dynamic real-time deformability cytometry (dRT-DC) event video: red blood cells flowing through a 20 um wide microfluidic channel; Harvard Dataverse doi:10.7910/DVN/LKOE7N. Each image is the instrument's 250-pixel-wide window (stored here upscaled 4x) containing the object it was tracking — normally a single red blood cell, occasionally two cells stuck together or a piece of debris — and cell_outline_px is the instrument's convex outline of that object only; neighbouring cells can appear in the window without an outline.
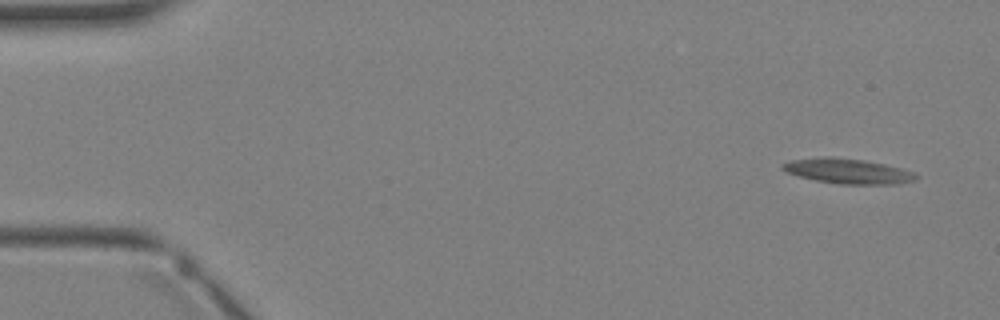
{"species": "Egyptian fruit bat (a non-hibernating species)", "species_latin": "Rousettus aegyptiacus", "temperature_condition": "warm", "stored_images_in_passage": 4, "camera_frame_rate_fps": 3000, "um_per_image_px": 0.085, "animal": {"sex": "female"}, "frame": {"image": 1, "passage_image": 1, "time_ms": 0.0, "image_size_px": [1000, 320], "cell_outline_px": [[920, 176], [916, 180], [896, 184], [840, 184], [816, 180], [800, 176], [788, 172], [780, 168], [780, 164], [792, 160], [828, 156], [832, 156], [864, 160], [884, 164], [900, 168], [912, 172]], "centroid_in_image_um": [72.08, 14.54], "position_along_channel_um": 12.9, "area_um2": 19.36}}
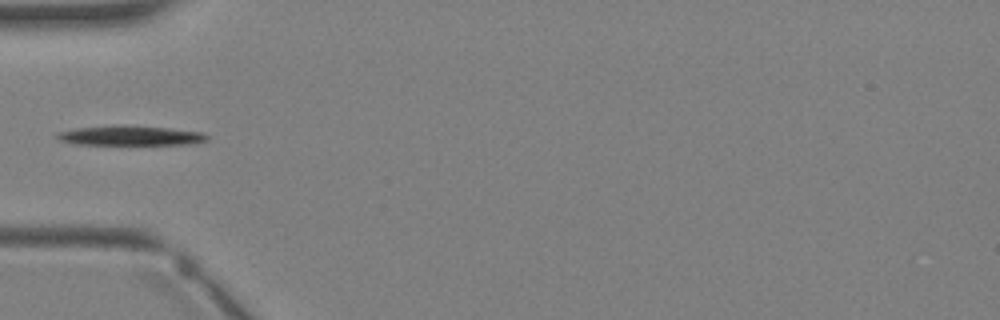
{"frame": {"image": 2, "passage_image": 4, "time_ms": 3.333, "image_size_px": [1000, 320], "cell_outline_px": [[208, 140], [196, 144], [76, 144], [60, 140], [56, 136], [56, 132], [76, 128], [116, 124], [124, 124], [168, 128], [200, 132], [208, 136]], "centroid_in_image_um": [11.07, 11.51], "position_along_channel_um": 73.9, "area_um2": 17.34}}